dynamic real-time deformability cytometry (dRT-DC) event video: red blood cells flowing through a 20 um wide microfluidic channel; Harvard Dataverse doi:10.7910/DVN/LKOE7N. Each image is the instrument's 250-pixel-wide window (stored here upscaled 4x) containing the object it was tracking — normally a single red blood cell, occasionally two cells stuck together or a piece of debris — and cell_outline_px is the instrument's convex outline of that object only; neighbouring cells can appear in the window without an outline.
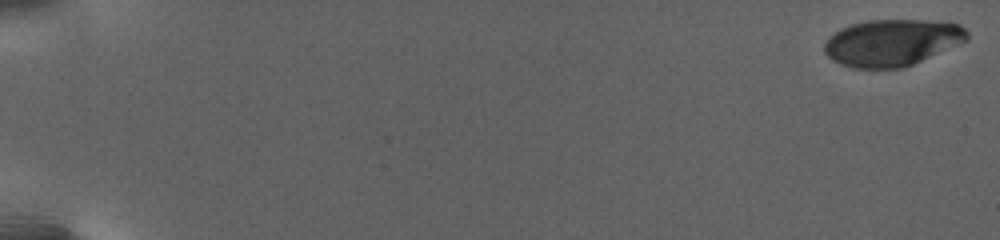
{"species": "human", "species_latin": "Homo sapiens", "temperature_condition": "warm", "stored_images_in_passage": 47, "camera_frame_rate_fps": 3000, "um_per_image_px": 0.085, "donor": {"sex": "female"}, "frame": {"image": 1, "passage_image": 1, "time_ms": 0.0, "image_size_px": [1000, 240], "cell_outline_px": [[968, 40], [912, 64], [900, 68], [852, 68], [840, 64], [832, 60], [824, 52], [824, 44], [840, 28], [852, 24], [868, 20], [924, 20], [960, 24], [968, 32]], "centroid_in_image_um": [75.81, 3.62], "position_along_channel_um": 9.2, "area_um2": 38.49}}
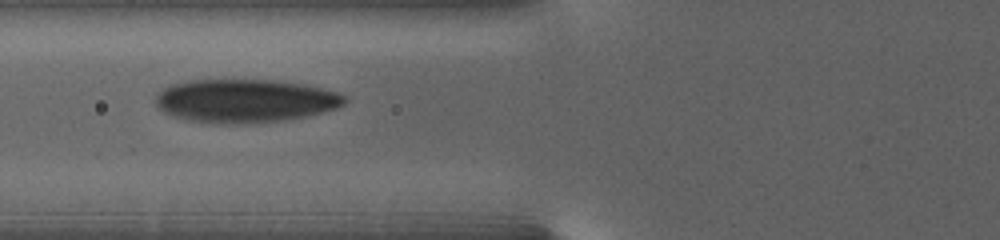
{"frame": {"image": 2, "passage_image": 18, "time_ms": 11.0, "image_size_px": [1000, 240], "cell_outline_px": [[348, 100], [344, 104], [336, 108], [308, 116], [288, 120], [244, 124], [220, 124], [188, 120], [164, 112], [156, 104], [156, 96], [168, 84], [188, 80], [272, 80], [304, 84], [336, 92], [344, 96]], "centroid_in_image_um": [20.83, 8.57], "position_along_channel_um": 105.0, "area_um2": 47.86}}
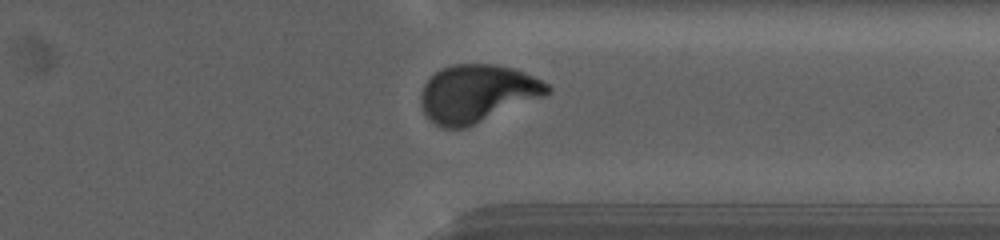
{"frame": {"image": 3, "passage_image": 39, "time_ms": 21.0, "image_size_px": [1000, 240], "cell_outline_px": [[552, 92], [544, 96], [464, 128], [440, 128], [428, 120], [420, 104], [424, 84], [440, 68], [452, 64], [496, 64], [512, 68], [524, 72], [548, 84], [552, 88]], "centroid_in_image_um": [40.54, 7.94], "position_along_channel_um": 370.9, "area_um2": 42.31}, "authors_computed_cell_mechanics": {"area_um2": 41.905, "velocity_mm_per_s": 2.6622, "shape_relaxation_time_tau1_ms": 7.9475, "shape_relaxation_time_tau2_ms": null, "deformation_change_tau1": 0.2256, "deformation_change_tau2": null}}